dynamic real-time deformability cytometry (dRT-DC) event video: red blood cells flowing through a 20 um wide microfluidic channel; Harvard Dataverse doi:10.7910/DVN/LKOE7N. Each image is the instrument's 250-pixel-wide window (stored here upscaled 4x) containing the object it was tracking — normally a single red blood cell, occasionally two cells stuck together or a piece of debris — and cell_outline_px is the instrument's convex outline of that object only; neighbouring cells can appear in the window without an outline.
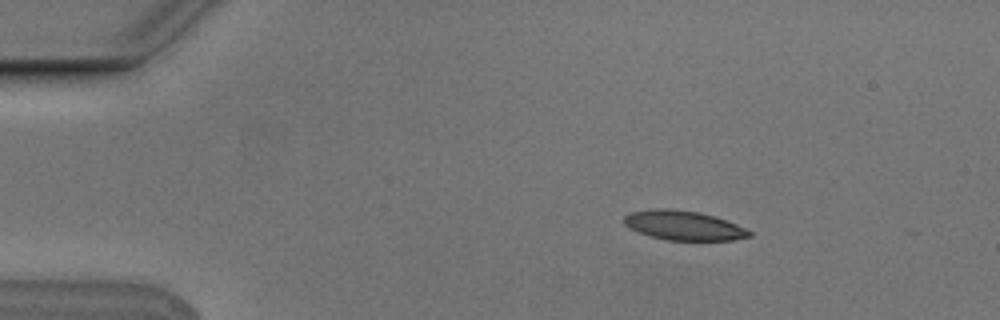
{"species": "Egyptian fruit bat (a non-hibernating species)", "species_latin": "Rousettus aegyptiacus", "temperature_condition": "cold", "stored_images_in_passage": 4, "camera_frame_rate_fps": 3000, "um_per_image_px": 0.085, "animal": {"sex": "male"}, "frame": {"image": 1, "passage_image": 1, "time_ms": 0.0, "image_size_px": [1000, 320], "cell_outline_px": [[752, 236], [732, 240], [664, 240], [640, 232], [624, 224], [624, 216], [628, 212], [656, 208], [668, 208], [700, 212], [736, 224], [752, 232]], "centroid_in_image_um": [58.09, 19.15], "position_along_channel_um": 26.9, "area_um2": 21.27}}